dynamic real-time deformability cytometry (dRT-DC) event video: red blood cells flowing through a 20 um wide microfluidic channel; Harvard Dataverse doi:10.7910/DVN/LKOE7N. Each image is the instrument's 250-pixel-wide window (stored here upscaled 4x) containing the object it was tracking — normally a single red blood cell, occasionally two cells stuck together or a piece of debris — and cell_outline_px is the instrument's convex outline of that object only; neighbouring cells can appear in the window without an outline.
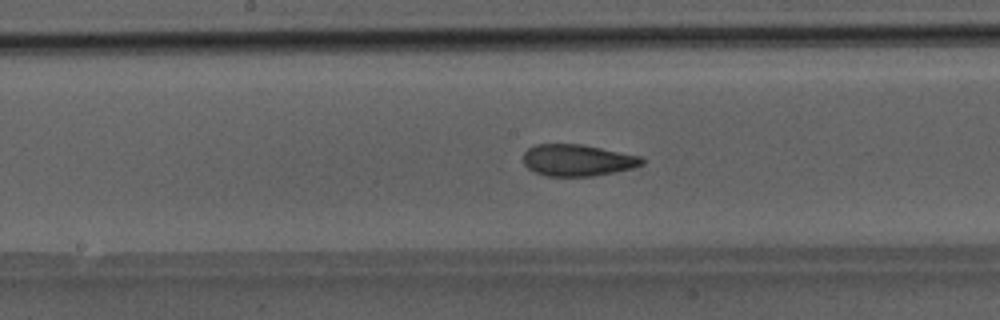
{"species": "Egyptian fruit bat (a non-hibernating species)", "species_latin": "Rousettus aegyptiacus", "temperature_condition": "room temperature", "stored_images_in_passage": 44, "camera_frame_rate_fps": 3000, "um_per_image_px": 0.085, "animal": {"sex": "male"}, "frame": {"image": 1, "passage_image": 21, "time_ms": 6.667, "image_size_px": [1000, 320], "cell_outline_px": [[644, 164], [632, 168], [616, 172], [592, 176], [544, 176], [528, 168], [524, 164], [524, 152], [528, 148], [536, 144], [580, 144], [640, 156], [644, 160]], "centroid_in_image_um": [49.08, 13.62], "position_along_channel_um": 199.1, "area_um2": 21.79}}
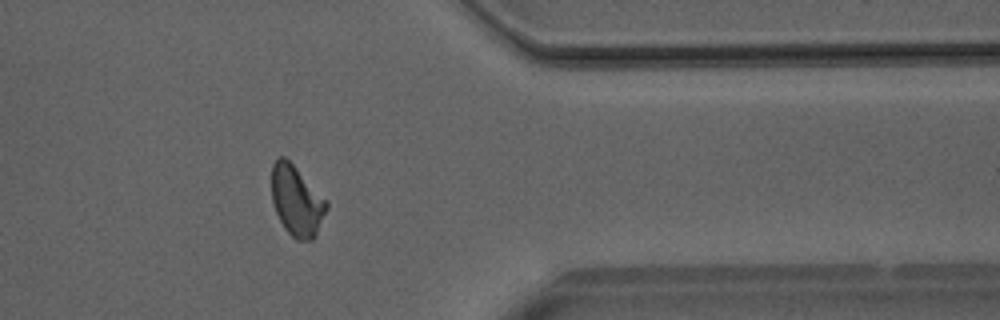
{"frame": {"image": 2, "passage_image": 35, "time_ms": 11.333, "image_size_px": [1000, 320], "cell_outline_px": [[328, 208], [316, 236], [312, 240], [296, 240], [284, 228], [276, 212], [272, 200], [272, 164], [280, 156], [284, 156], [328, 200]], "centroid_in_image_um": [25.24, 17.09], "position_along_channel_um": 386.2, "area_um2": 22.48}}
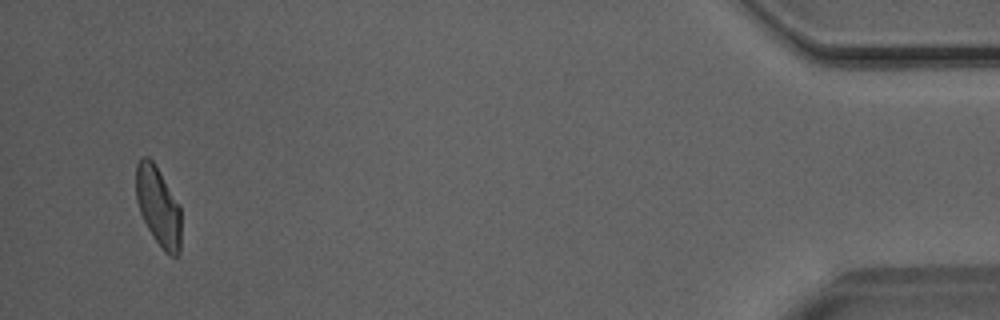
{"frame": {"image": 3, "passage_image": 42, "time_ms": 13.667, "image_size_px": [1000, 320], "cell_outline_px": [[180, 252], [176, 256], [168, 256], [160, 248], [152, 236], [140, 212], [136, 200], [136, 164], [140, 156], [148, 156], [152, 160], [180, 204]], "centroid_in_image_um": [13.45, 17.55], "position_along_channel_um": 421.8, "area_um2": 21.04}}